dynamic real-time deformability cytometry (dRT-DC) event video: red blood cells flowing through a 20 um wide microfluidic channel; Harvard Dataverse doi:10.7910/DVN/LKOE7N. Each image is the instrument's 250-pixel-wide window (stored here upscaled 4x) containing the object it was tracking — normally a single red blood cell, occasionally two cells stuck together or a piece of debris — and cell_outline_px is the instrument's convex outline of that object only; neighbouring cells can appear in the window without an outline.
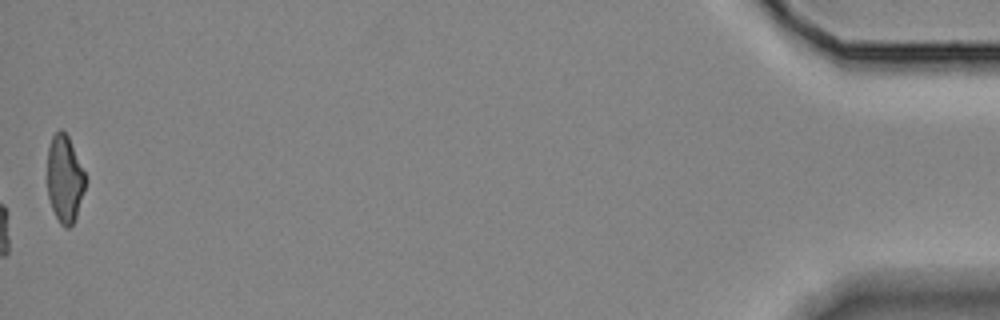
{"species": "Egyptian fruit bat (a non-hibernating species)", "species_latin": "Rousettus aegyptiacus", "temperature_condition": "room temperature", "stored_images_in_passage": 33, "camera_frame_rate_fps": 3000, "um_per_image_px": 0.085, "animal": {"sex": "female"}, "frame": {"image": 1, "passage_image": 33, "time_ms": 10.667, "image_size_px": [1000, 320], "cell_outline_px": [[88, 180], [76, 216], [72, 224], [68, 228], [64, 228], [60, 224], [52, 208], [48, 196], [48, 148], [52, 136], [60, 128], [68, 136]], "centroid_in_image_um": [5.51, 15.21], "position_along_channel_um": 429.7, "area_um2": 19.31}}